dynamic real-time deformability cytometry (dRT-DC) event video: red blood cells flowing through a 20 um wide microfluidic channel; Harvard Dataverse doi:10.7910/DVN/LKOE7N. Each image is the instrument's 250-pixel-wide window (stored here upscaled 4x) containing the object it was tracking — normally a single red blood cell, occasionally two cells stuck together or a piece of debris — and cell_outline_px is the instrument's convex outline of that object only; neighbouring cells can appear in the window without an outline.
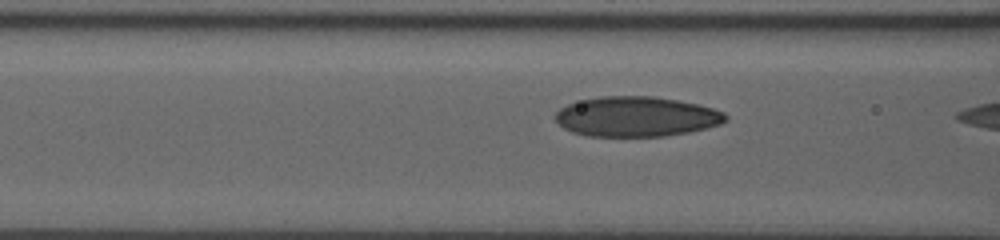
{"species": "human", "species_latin": "Homo sapiens", "temperature_condition": "room temperature", "stored_images_in_passage": 19, "camera_frame_rate_fps": 3000, "um_per_image_px": 0.085, "donor": {"sex": "male"}, "frame": {"image": 1, "passage_image": 15, "time_ms": 1.667, "image_size_px": [1000, 240], "cell_outline_px": [[728, 120], [720, 124], [688, 132], [664, 136], [588, 136], [572, 132], [564, 128], [556, 120], [556, 112], [560, 108], [568, 104], [600, 96], [652, 96], [676, 100], [696, 104], [712, 108], [724, 112], [728, 116]], "centroid_in_image_um": [54.1, 9.91], "position_along_channel_um": 112.5, "area_um2": 39.42}}